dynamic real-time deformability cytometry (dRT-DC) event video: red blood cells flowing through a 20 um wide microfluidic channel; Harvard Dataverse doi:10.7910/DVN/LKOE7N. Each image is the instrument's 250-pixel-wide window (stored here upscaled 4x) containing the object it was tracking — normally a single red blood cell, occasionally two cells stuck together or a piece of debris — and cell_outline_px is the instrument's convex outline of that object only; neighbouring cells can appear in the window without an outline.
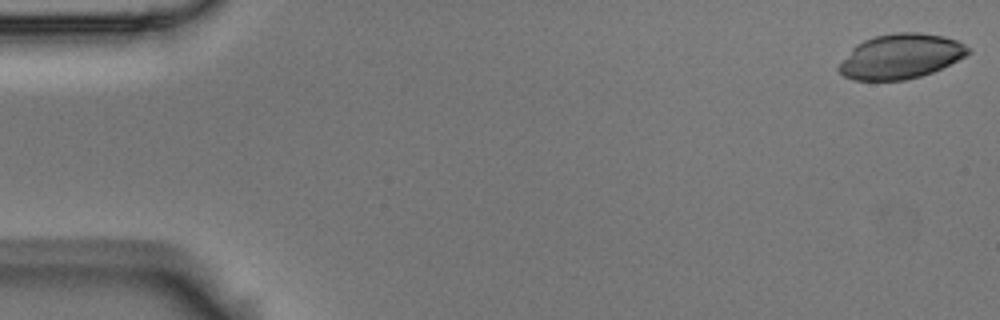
{"species": "Egyptian fruit bat (a non-hibernating species)", "species_latin": "Rousettus aegyptiacus", "temperature_condition": "room temperature", "stored_images_in_passage": 51, "camera_frame_rate_fps": 3000, "um_per_image_px": 0.085, "animal": {"sex": "male"}, "frame": {"image": 1, "passage_image": 1, "time_ms": 0.0, "image_size_px": [1000, 320], "cell_outline_px": [[972, 52], [932, 72], [920, 76], [904, 80], [852, 80], [844, 76], [836, 68], [852, 48], [856, 44], [864, 40], [876, 36], [896, 32], [916, 32], [944, 36], [956, 40], [972, 48]], "centroid_in_image_um": [76.55, 4.79], "position_along_channel_um": 8.4, "area_um2": 33.52}}